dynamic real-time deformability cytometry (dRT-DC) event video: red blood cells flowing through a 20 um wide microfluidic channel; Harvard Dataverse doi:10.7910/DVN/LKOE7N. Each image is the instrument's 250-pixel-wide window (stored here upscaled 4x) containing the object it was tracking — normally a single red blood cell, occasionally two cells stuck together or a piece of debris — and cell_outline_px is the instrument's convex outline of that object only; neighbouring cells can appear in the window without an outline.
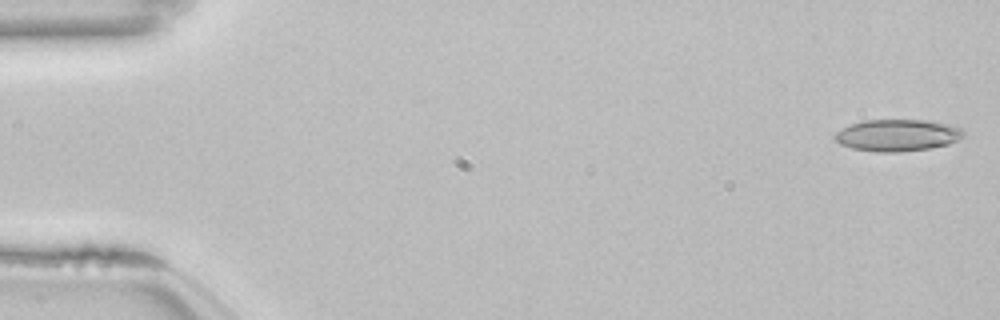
{"species": "common noctule bat (a hibernating species)", "species_latin": "Nyctalus noctula", "temperature_condition": "room temperature", "stored_images_in_passage": 53, "camera_frame_rate_fps": 3000, "um_per_image_px": 0.085, "animal": {"sex": "female", "body_mass_g": 22.7, "forearm_length_mm": 54.2}, "frame": {"image": 1, "passage_image": 1, "time_ms": 0.0, "image_size_px": [1000, 320], "cell_outline_px": [[964, 136], [948, 144], [928, 148], [900, 152], [876, 152], [852, 148], [840, 144], [832, 136], [836, 132], [852, 124], [864, 120], [924, 120], [944, 124], [960, 128], [964, 132]], "centroid_in_image_um": [76.24, 11.5], "position_along_channel_um": 8.8, "area_um2": 23.52}}
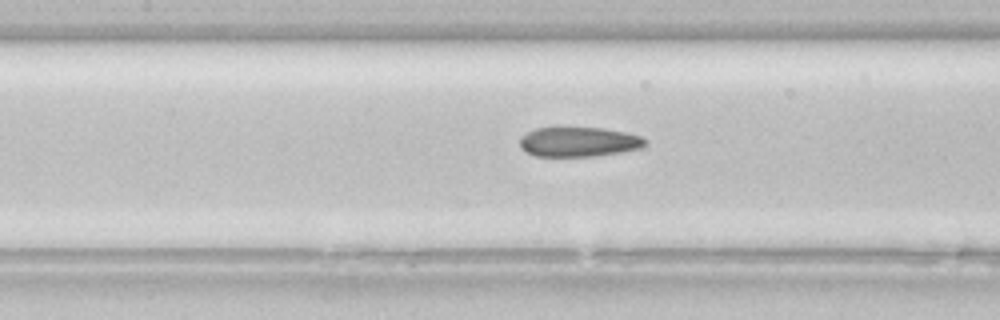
{"frame": {"image": 2, "passage_image": 24, "time_ms": 7.667, "image_size_px": [1000, 320], "cell_outline_px": [[648, 144], [644, 148], [620, 152], [592, 156], [536, 156], [524, 152], [520, 148], [520, 136], [536, 128], [604, 128], [624, 132], [640, 136], [648, 140]], "centroid_in_image_um": [49.21, 12.06], "position_along_channel_um": 158.2, "area_um2": 21.79}}
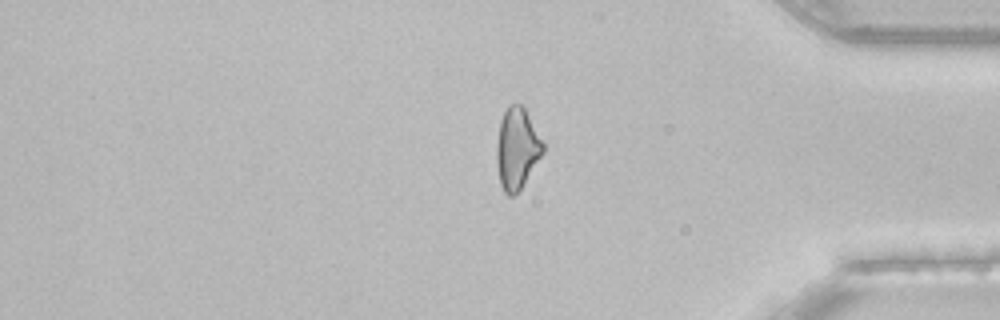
{"frame": {"image": 3, "passage_image": 44, "time_ms": 14.333, "image_size_px": [1000, 320], "cell_outline_px": [[544, 152], [520, 188], [512, 196], [508, 196], [504, 192], [500, 184], [496, 164], [496, 144], [500, 120], [508, 104], [520, 104], [524, 108], [544, 144]], "centroid_in_image_um": [43.91, 12.62], "position_along_channel_um": 391.3, "area_um2": 21.73}, "authors_computed_cell_mechanics": {"area_um2": 22.542, "velocity_mm_per_s": 3.8592, "shape_relaxation_time_tau1_ms": null, "shape_relaxation_time_tau2_ms": 4.3269, "deformation_change_tau1": null, "deformation_change_tau2": 0.1273}}